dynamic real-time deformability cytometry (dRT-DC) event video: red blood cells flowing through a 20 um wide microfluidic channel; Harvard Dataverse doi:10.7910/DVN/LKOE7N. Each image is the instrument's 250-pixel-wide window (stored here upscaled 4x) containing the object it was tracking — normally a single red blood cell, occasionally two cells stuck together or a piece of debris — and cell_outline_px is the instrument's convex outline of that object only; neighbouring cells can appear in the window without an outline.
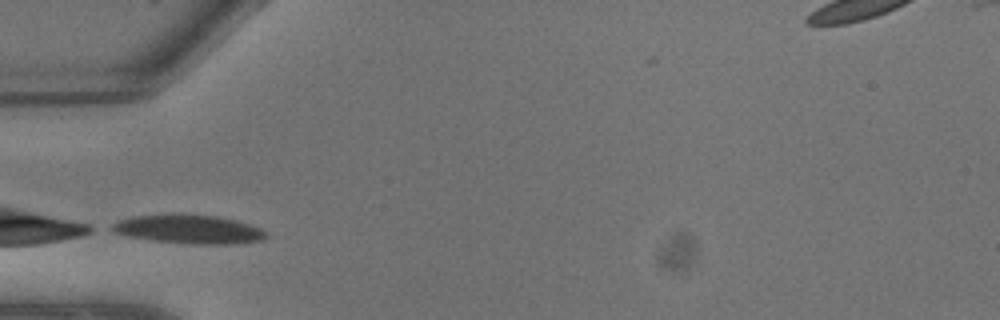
{"species": "common noctule bat (a hibernating species)", "species_latin": "Nyctalus noctula", "temperature_condition": "warm", "stored_images_in_passage": 4, "camera_frame_rate_fps": 3000, "um_per_image_px": 0.085, "animal": {"sex": "male", "body_mass_g": 13.3}, "frame": {"image": 1, "passage_image": 3, "time_ms": 0.667, "image_size_px": [1000, 320], "cell_outline_px": [[268, 236], [260, 240], [236, 244], [184, 244], [152, 240], [128, 236], [112, 232], [104, 228], [120, 220], [136, 216], [172, 212], [176, 212], [216, 216], [236, 220], [260, 228], [268, 232]], "centroid_in_image_um": [15.99, 19.47], "position_along_channel_um": 69.0, "area_um2": 26.59}}